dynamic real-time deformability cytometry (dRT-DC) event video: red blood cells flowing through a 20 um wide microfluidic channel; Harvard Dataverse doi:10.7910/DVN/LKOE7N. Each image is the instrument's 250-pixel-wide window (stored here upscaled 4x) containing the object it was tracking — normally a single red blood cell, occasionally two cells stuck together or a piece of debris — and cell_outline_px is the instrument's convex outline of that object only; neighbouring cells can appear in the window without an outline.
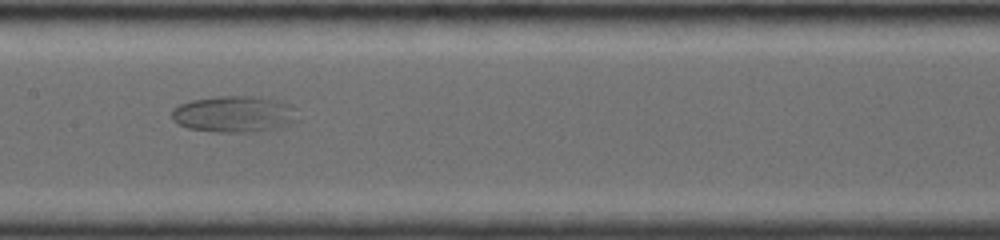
{"species": "common noctule bat (a hibernating species)", "species_latin": "Nyctalus noctula", "temperature_condition": "room temperature", "stored_images_in_passage": 18, "camera_frame_rate_fps": 4000, "um_per_image_px": 0.085, "animal": {"sex": "female", "body_mass_g": 19.0, "forearm_length_mm": 56.7}, "frame": {"image": 1, "passage_image": 16, "time_ms": 5.25, "image_size_px": [1000, 240], "cell_outline_px": [[300, 120], [284, 128], [244, 132], [212, 132], [188, 128], [172, 120], [172, 108], [180, 104], [192, 100], [216, 96], [252, 96], [276, 100], [292, 104], [296, 108]], "centroid_in_image_um": [19.98, 9.7], "position_along_channel_um": 187.4, "area_um2": 27.22}}